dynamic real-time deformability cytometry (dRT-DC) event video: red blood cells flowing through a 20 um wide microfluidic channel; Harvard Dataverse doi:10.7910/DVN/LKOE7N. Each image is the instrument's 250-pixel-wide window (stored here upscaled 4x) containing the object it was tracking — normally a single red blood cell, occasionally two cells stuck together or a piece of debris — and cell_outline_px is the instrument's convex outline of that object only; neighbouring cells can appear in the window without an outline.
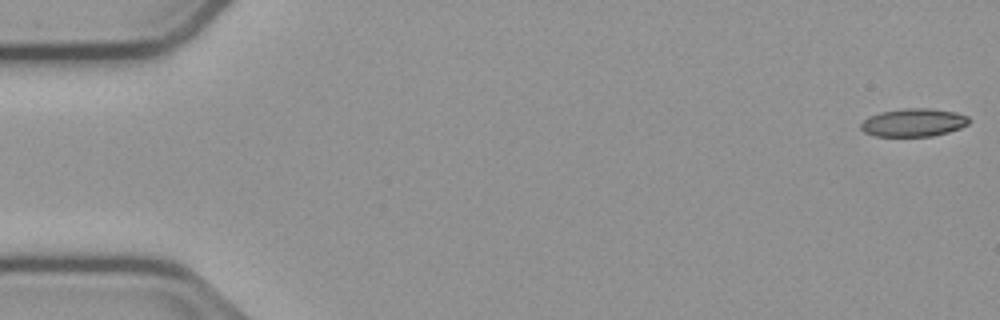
{"species": "common noctule bat (a hibernating species)", "species_latin": "Nyctalus noctula", "temperature_condition": "cold", "stored_images_in_passage": 49, "camera_frame_rate_fps": 3000, "um_per_image_px": 0.085, "animal": {"sex": "male", "body_mass_g": 23.1, "forearm_length_mm": 52.7}, "frame": {"image": 1, "passage_image": 1, "time_ms": 0.0, "image_size_px": [1000, 320], "cell_outline_px": [[972, 120], [968, 124], [960, 128], [948, 132], [932, 136], [876, 136], [864, 132], [860, 128], [860, 124], [868, 116], [880, 112], [904, 108], [928, 108], [956, 112], [968, 116]], "centroid_in_image_um": [77.66, 10.41], "position_along_channel_um": 7.3, "area_um2": 17.8}}
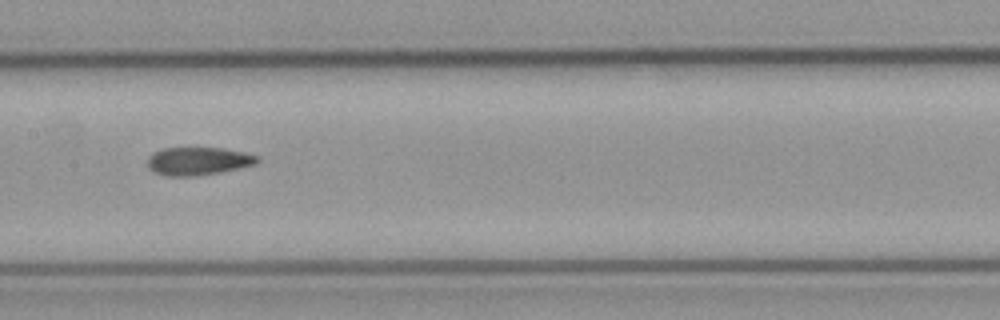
{"frame": {"image": 2, "passage_image": 27, "time_ms": 8.667, "image_size_px": [1000, 320], "cell_outline_px": [[260, 160], [256, 164], [220, 172], [196, 176], [168, 176], [156, 172], [148, 168], [148, 156], [152, 152], [160, 148], [224, 148], [244, 152], [260, 156]], "centroid_in_image_um": [16.85, 13.68], "position_along_channel_um": 190.6, "area_um2": 18.03}}
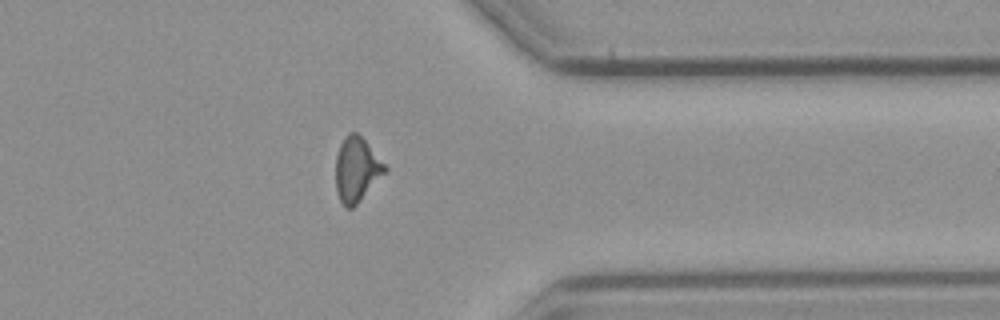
{"frame": {"image": 3, "passage_image": 43, "time_ms": 14.0, "image_size_px": [1000, 320], "cell_outline_px": [[388, 168], [356, 204], [352, 208], [348, 208], [340, 200], [336, 192], [336, 156], [340, 144], [344, 136], [348, 132], [356, 132], [364, 140]], "centroid_in_image_um": [30.28, 14.38], "position_along_channel_um": 381.1, "area_um2": 17.98}, "authors_computed_cell_mechanics": {"area_um2": 18.207, "velocity_mm_per_s": 3.7664, "shape_relaxation_time_tau1_ms": null, "shape_relaxation_time_tau2_ms": 3.1482, "deformation_change_tau1": null, "deformation_change_tau2": 0.1123}}